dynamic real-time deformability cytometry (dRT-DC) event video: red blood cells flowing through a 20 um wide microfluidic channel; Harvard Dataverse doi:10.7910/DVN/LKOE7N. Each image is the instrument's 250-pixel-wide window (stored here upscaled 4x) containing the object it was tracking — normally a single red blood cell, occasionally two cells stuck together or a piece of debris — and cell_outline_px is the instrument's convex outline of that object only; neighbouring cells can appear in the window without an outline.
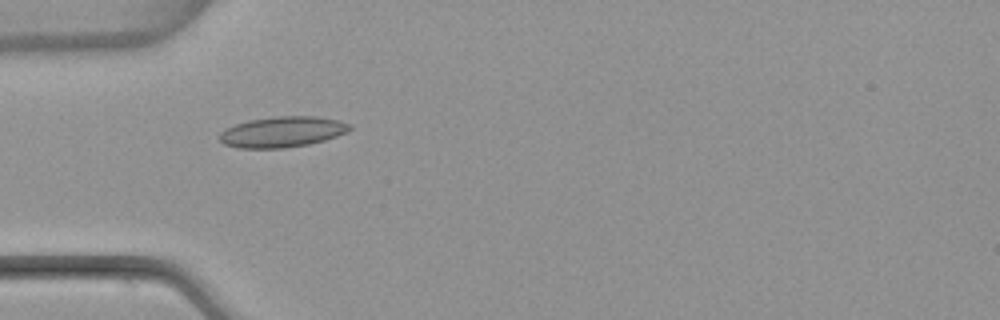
{"species": "common noctule bat (a hibernating species)", "species_latin": "Nyctalus noctula", "temperature_condition": "warm", "stored_images_in_passage": 7, "camera_frame_rate_fps": 3000, "um_per_image_px": 0.085, "animal": {"sex": "female", "body_mass_g": 22.7, "forearm_length_mm": 54.2}, "frame": {"image": 1, "passage_image": 5, "time_ms": 5.0, "image_size_px": [1000, 320], "cell_outline_px": [[352, 128], [348, 132], [324, 140], [308, 144], [284, 148], [240, 148], [224, 144], [220, 140], [220, 132], [224, 128], [248, 120], [276, 116], [316, 116], [336, 120], [352, 124]], "centroid_in_image_um": [24.0, 11.2], "position_along_channel_um": 61.0, "area_um2": 23.29}}
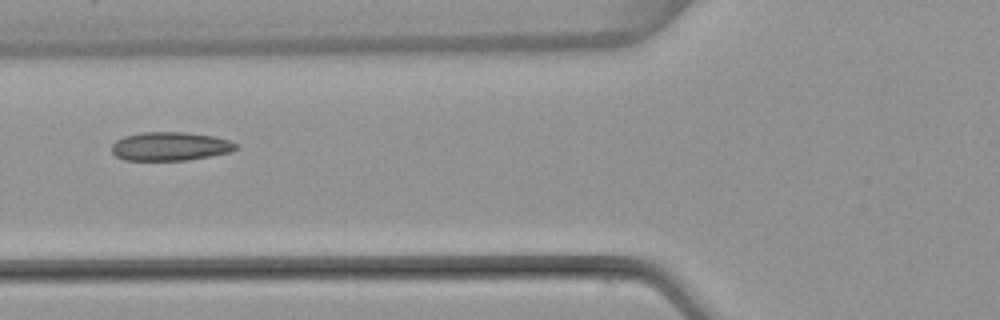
{"frame": {"image": 2, "passage_image": 6, "time_ms": 6.333, "image_size_px": [1000, 320], "cell_outline_px": [[240, 148], [228, 152], [188, 160], [124, 160], [116, 156], [112, 152], [112, 144], [116, 140], [124, 136], [144, 132], [188, 132], [216, 136], [240, 144]], "centroid_in_image_um": [14.49, 12.43], "position_along_channel_um": 111.3, "area_um2": 20.87}}
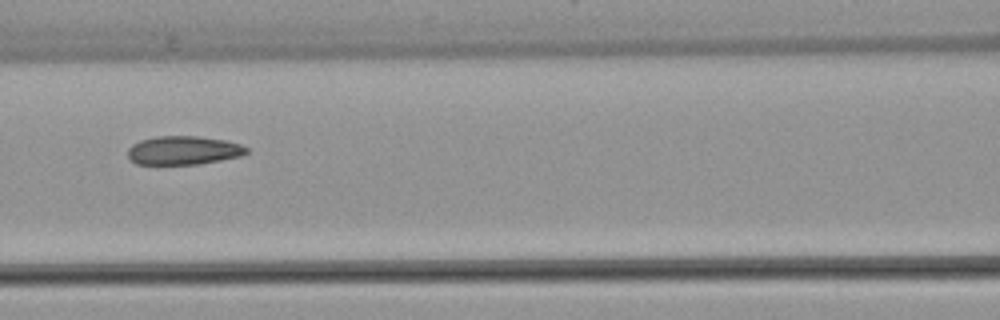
{"frame": {"image": 3, "passage_image": 7, "time_ms": 7.333, "image_size_px": [1000, 320], "cell_outline_px": [[248, 152], [240, 156], [220, 160], [196, 164], [136, 164], [128, 156], [128, 148], [132, 144], [140, 140], [156, 136], [196, 136], [224, 140], [240, 144], [248, 148]], "centroid_in_image_um": [15.57, 12.77], "position_along_channel_um": 151.0, "area_um2": 19.71}}